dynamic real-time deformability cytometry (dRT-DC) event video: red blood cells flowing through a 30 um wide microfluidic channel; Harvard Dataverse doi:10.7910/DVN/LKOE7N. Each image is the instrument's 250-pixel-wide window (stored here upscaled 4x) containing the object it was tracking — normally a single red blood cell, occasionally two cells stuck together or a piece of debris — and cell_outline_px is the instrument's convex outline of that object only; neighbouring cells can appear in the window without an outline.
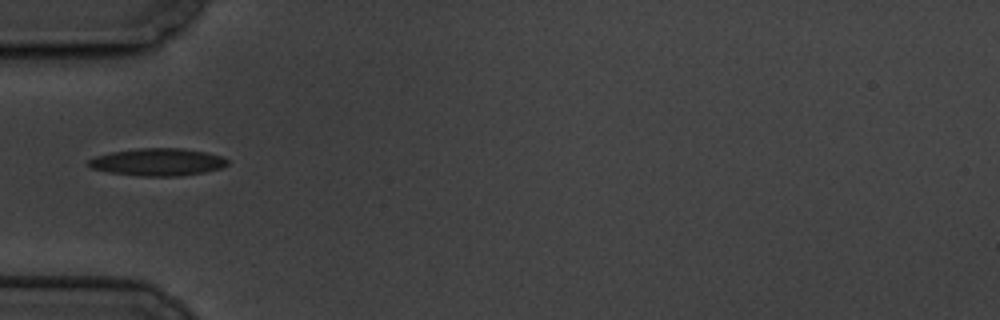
{"species": "common noctule bat (a hibernating species)", "species_latin": "Nyctalus noctula", "temperature_condition": "cold", "stored_images_in_passage": 6, "camera_frame_rate_fps": 3000, "um_per_image_px": 0.085, "animal": {"sex": "male", "body_mass_g": 19.5, "forearm_length_mm": 54.6}, "frame": {"image": 1, "passage_image": 1, "time_ms": 0.0, "image_size_px": [1000, 320], "cell_outline_px": [[228, 164], [220, 168], [204, 172], [176, 176], [140, 176], [108, 172], [88, 168], [84, 164], [88, 160], [96, 156], [112, 152], [140, 148], [180, 148], [204, 152], [220, 156], [228, 160]], "centroid_in_image_um": [13.33, 13.78], "position_along_channel_um": 71.7, "area_um2": 22.14}}
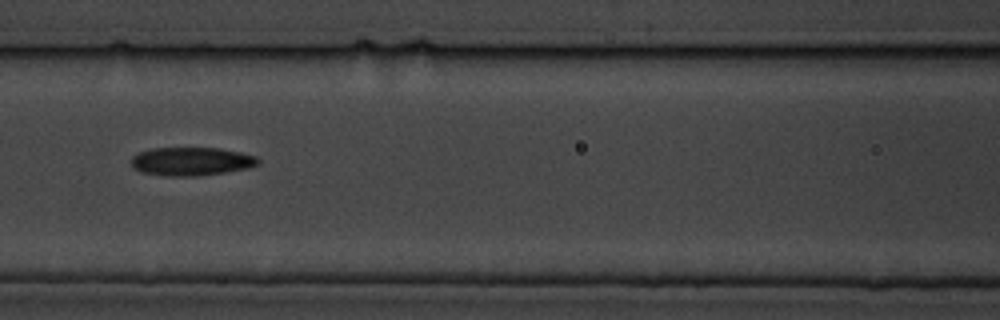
{"frame": {"image": 2, "passage_image": 3, "time_ms": 2.333, "image_size_px": [1000, 320], "cell_outline_px": [[260, 164], [248, 168], [224, 172], [196, 176], [168, 176], [140, 172], [132, 168], [132, 156], [140, 152], [152, 148], [220, 148], [240, 152], [256, 156], [260, 160]], "centroid_in_image_um": [16.27, 13.72], "position_along_channel_um": 150.3, "area_um2": 21.04}}
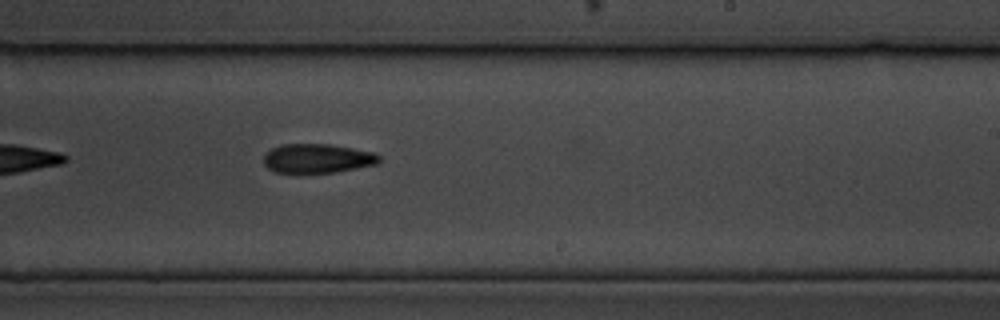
{"frame": {"image": 3, "passage_image": 6, "time_ms": 5.667, "image_size_px": [1000, 320], "cell_outline_px": [[380, 160], [376, 164], [336, 172], [272, 172], [264, 164], [264, 156], [272, 148], [280, 144], [328, 144], [352, 148], [372, 152], [380, 156]], "centroid_in_image_um": [26.96, 13.46], "position_along_channel_um": 262.0, "area_um2": 19.42}}